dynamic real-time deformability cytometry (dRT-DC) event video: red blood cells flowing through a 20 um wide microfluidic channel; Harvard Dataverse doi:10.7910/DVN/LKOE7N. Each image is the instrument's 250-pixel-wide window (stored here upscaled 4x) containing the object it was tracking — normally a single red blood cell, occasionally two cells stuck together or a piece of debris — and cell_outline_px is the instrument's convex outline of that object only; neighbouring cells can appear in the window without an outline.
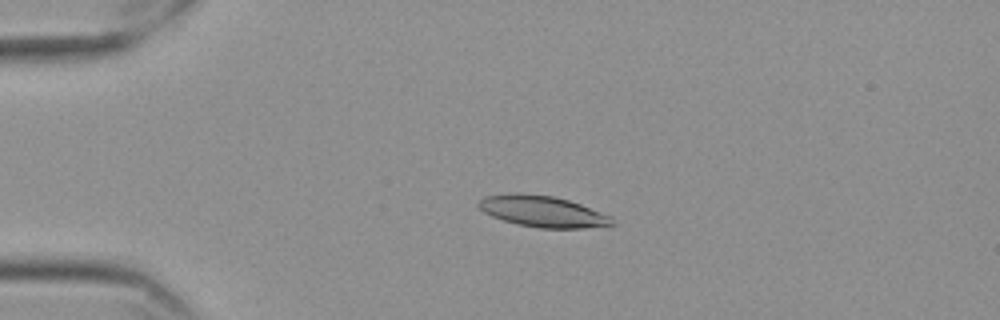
{"species": "Egyptian fruit bat (a non-hibernating species)", "species_latin": "Rousettus aegyptiacus", "temperature_condition": "cold", "stored_images_in_passage": 58, "camera_frame_rate_fps": 3000, "um_per_image_px": 0.085, "frame": {"image": 1, "passage_image": 14, "time_ms": 4.333, "image_size_px": [1000, 320], "cell_outline_px": [[616, 224], [584, 228], [540, 228], [516, 224], [492, 216], [484, 212], [476, 204], [484, 196], [520, 192], [552, 196], [568, 200], [580, 204], [612, 216]], "centroid_in_image_um": [46.12, 17.97], "position_along_channel_um": 38.9, "area_um2": 24.28}}
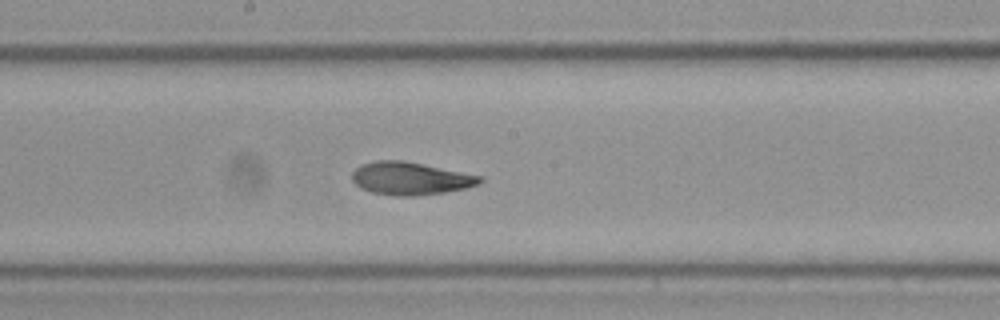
{"frame": {"image": 2, "passage_image": 32, "time_ms": 10.333, "image_size_px": [1000, 320], "cell_outline_px": [[484, 180], [480, 184], [464, 188], [444, 192], [412, 196], [396, 196], [372, 192], [360, 188], [352, 180], [352, 172], [360, 164], [376, 160], [404, 160], [484, 176]], "centroid_in_image_um": [34.89, 15.15], "position_along_channel_um": 213.3, "area_um2": 24.57}}
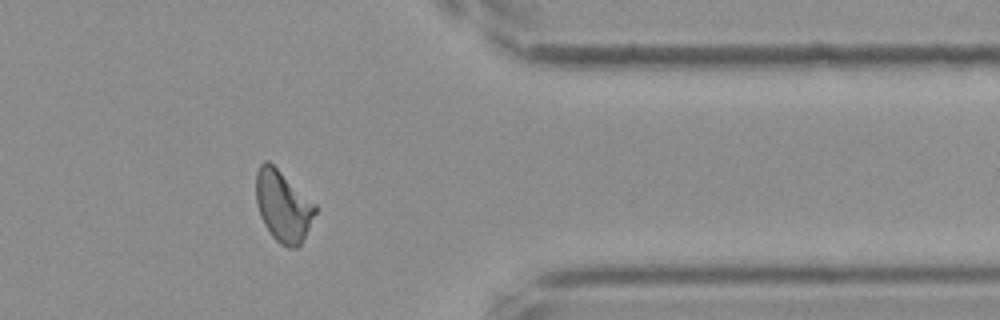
{"frame": {"image": 3, "passage_image": 48, "time_ms": 15.667, "image_size_px": [1000, 320], "cell_outline_px": [[316, 212], [300, 244], [296, 248], [288, 248], [280, 244], [272, 236], [264, 224], [260, 216], [256, 204], [256, 172], [260, 164], [264, 160], [268, 160], [316, 204]], "centroid_in_image_um": [24.03, 17.51], "position_along_channel_um": 387.4, "area_um2": 24.33}, "authors_computed_cell_mechanics": {"area_um2": 24.2471, "velocity_mm_per_s": 3.5256, "shape_relaxation_time_tau1_ms": 10.9165, "shape_relaxation_time_tau2_ms": 2.2427, "deformation_change_tau1": 0.2321, "deformation_change_tau2": 0.0892}}